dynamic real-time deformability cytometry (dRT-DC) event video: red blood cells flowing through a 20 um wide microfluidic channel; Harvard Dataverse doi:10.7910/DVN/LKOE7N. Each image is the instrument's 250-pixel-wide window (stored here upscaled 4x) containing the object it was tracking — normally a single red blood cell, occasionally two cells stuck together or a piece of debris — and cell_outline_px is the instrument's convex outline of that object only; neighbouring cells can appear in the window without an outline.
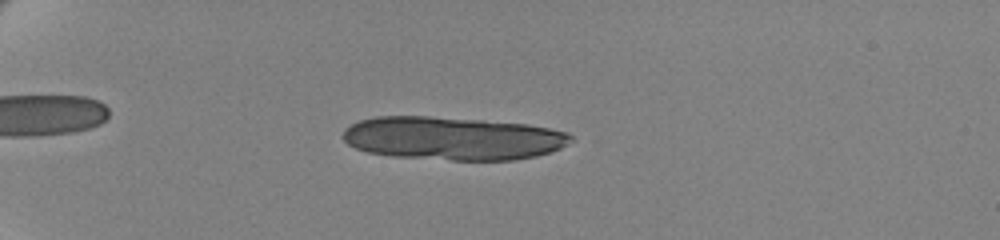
{"species": "human", "species_latin": "Homo sapiens", "temperature_condition": "cold", "stored_images_in_passage": 8, "camera_frame_rate_fps": 3000, "um_per_image_px": 0.085, "donor": {"sex": "female"}, "frame": {"image": 1, "passage_image": 7, "time_ms": 2.0, "image_size_px": [1000, 240], "cell_outline_px": [[576, 140], [560, 148], [536, 156], [512, 160], [452, 160], [392, 156], [368, 152], [356, 148], [348, 144], [344, 140], [344, 128], [360, 120], [376, 116], [428, 116], [480, 120], [528, 124], [568, 132]], "centroid_in_image_um": [38.49, 11.75], "position_along_channel_um": 46.5, "area_um2": 57.45}}